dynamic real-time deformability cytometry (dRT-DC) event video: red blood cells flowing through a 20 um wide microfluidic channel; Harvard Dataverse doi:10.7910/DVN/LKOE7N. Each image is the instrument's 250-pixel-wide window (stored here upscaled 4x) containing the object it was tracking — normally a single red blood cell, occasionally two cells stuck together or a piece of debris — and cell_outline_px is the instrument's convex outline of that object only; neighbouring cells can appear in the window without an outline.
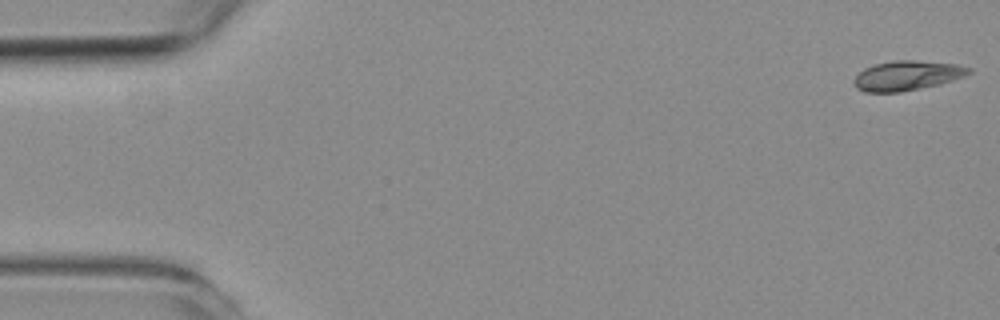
{"species": "common noctule bat (a hibernating species)", "species_latin": "Nyctalus noctula", "temperature_condition": "room temperature", "stored_images_in_passage": 13, "camera_frame_rate_fps": 3000, "um_per_image_px": 0.085, "animal": {"sex": "female", "body_mass_g": 19.3, "forearm_length_mm": 54.1}, "frame": {"image": 1, "passage_image": 1, "time_ms": 0.0, "image_size_px": [1000, 320], "cell_outline_px": [[972, 72], [964, 76], [940, 84], [900, 92], [864, 92], [856, 88], [852, 80], [864, 68], [876, 64], [892, 60], [916, 60], [956, 64], [972, 68]], "centroid_in_image_um": [77.09, 6.42], "position_along_channel_um": 7.9, "area_um2": 19.88}}